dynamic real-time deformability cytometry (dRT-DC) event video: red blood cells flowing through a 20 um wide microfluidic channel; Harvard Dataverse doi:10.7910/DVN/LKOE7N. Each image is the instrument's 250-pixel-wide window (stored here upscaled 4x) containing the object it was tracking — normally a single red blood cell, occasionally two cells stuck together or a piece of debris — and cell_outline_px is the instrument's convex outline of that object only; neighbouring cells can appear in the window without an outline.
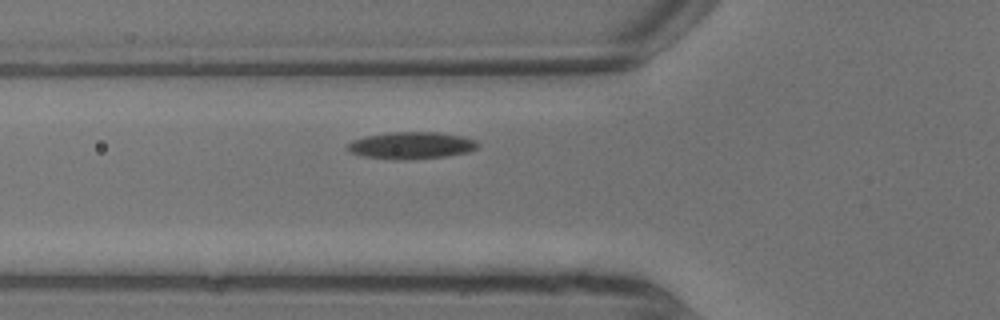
{"species": "common noctule bat (a hibernating species)", "species_latin": "Nyctalus noctula", "temperature_condition": "warm", "stored_images_in_passage": 2, "camera_frame_rate_fps": 3000, "um_per_image_px": 0.085, "animal": {"sex": "male", "body_mass_g": 13.3}, "frame": {"image": 1, "passage_image": 2, "time_ms": 0.333, "image_size_px": [1000, 320], "cell_outline_px": [[480, 144], [476, 148], [468, 152], [448, 156], [408, 160], [392, 160], [360, 156], [344, 148], [352, 140], [364, 136], [392, 132], [436, 132], [460, 136], [476, 140]], "centroid_in_image_um": [34.92, 12.37], "position_along_channel_um": 90.9, "area_um2": 20.75}}